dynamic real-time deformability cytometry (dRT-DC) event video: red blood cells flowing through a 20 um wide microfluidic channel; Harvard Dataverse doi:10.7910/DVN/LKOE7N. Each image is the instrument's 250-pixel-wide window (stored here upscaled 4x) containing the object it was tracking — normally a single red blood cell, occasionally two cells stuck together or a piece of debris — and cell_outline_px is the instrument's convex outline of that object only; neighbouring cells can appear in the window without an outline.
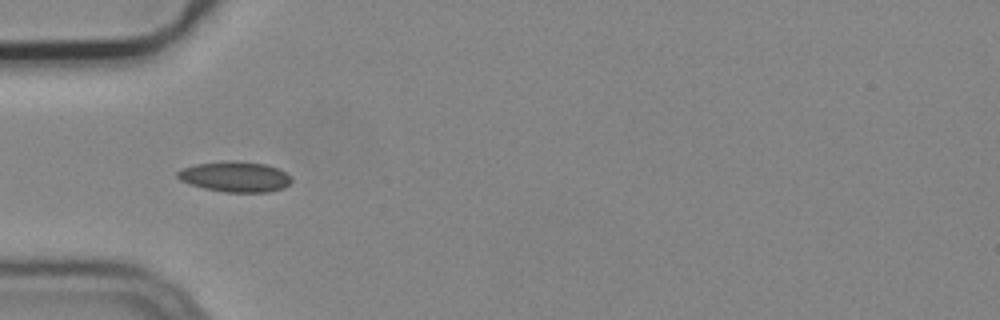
{"species": "common noctule bat (a hibernating species)", "species_latin": "Nyctalus noctula", "temperature_condition": "cold", "stored_images_in_passage": 8, "camera_frame_rate_fps": 3000, "um_per_image_px": 0.085, "animal": {"sex": "male", "body_mass_g": 19.2, "forearm_length_mm": 51.8}, "frame": {"image": 1, "passage_image": 3, "time_ms": 0.667, "image_size_px": [1000, 320], "cell_outline_px": [[292, 180], [284, 188], [268, 192], [224, 192], [204, 188], [180, 180], [176, 176], [176, 172], [180, 168], [196, 164], [228, 160], [236, 160], [268, 164], [280, 168], [292, 176]], "centroid_in_image_um": [20.01, 15.0], "position_along_channel_um": 65.0, "area_um2": 20.58}}
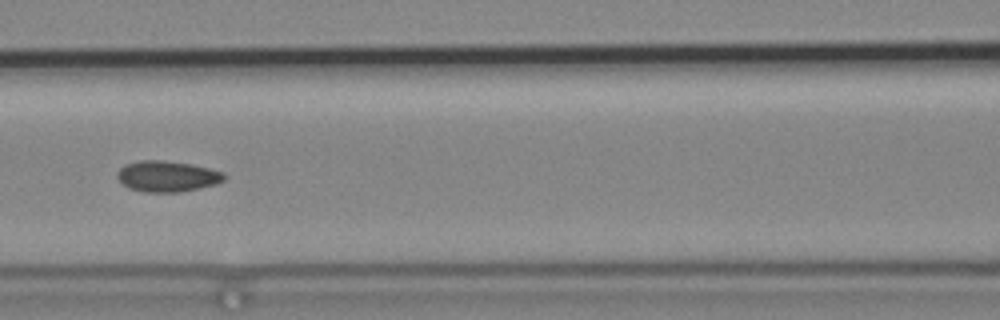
{"frame": {"image": 2, "passage_image": 5, "time_ms": 1.333, "image_size_px": [1000, 320], "cell_outline_px": [[224, 180], [216, 184], [176, 192], [144, 192], [128, 188], [116, 176], [116, 172], [124, 164], [140, 160], [164, 160], [192, 164], [224, 172]], "centroid_in_image_um": [14.17, 14.97], "position_along_channel_um": 152.4, "area_um2": 19.19}}
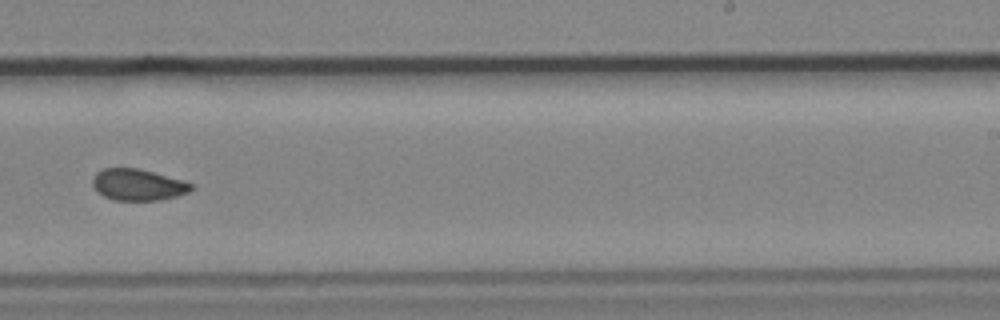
{"frame": {"image": 3, "passage_image": 8, "time_ms": 2.333, "image_size_px": [1000, 320], "cell_outline_px": [[192, 188], [188, 192], [176, 196], [156, 200], [116, 200], [104, 196], [92, 184], [92, 176], [96, 172], [104, 168], [140, 168], [180, 180], [192, 184]], "centroid_in_image_um": [11.68, 15.69], "position_along_channel_um": 277.3, "area_um2": 17.74}}